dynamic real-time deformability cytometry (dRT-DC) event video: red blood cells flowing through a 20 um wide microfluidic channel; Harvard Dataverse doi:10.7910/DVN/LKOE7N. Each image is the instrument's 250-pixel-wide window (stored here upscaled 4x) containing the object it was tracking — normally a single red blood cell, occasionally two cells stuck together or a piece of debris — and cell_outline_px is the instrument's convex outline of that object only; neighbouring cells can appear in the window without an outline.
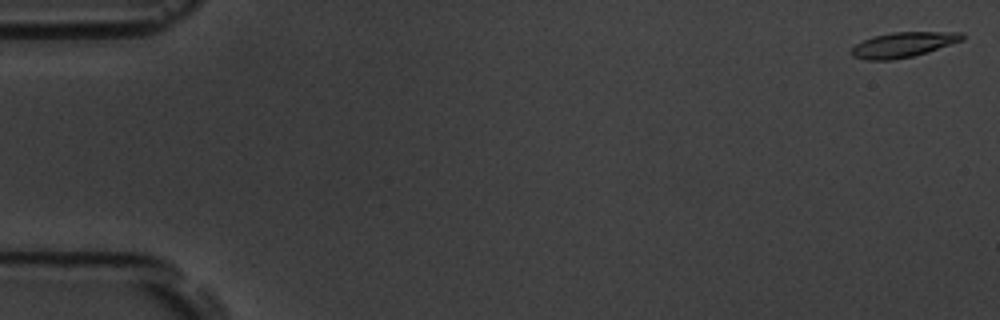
{"species": "common noctule bat (a hibernating species)", "species_latin": "Nyctalus noctula", "temperature_condition": "room temperature", "stored_images_in_passage": 54, "camera_frame_rate_fps": 3000, "um_per_image_px": 0.085, "animal": {"sex": "male", "body_mass_g": 19.5, "forearm_length_mm": 54.6}, "frame": {"image": 1, "passage_image": 1, "time_ms": 0.0, "image_size_px": [1000, 320], "cell_outline_px": [[964, 40], [928, 52], [912, 56], [888, 60], [864, 60], [852, 56], [848, 52], [856, 44], [872, 36], [892, 32], [964, 32]], "centroid_in_image_um": [76.76, 3.8], "position_along_channel_um": 8.2, "area_um2": 16.3}}
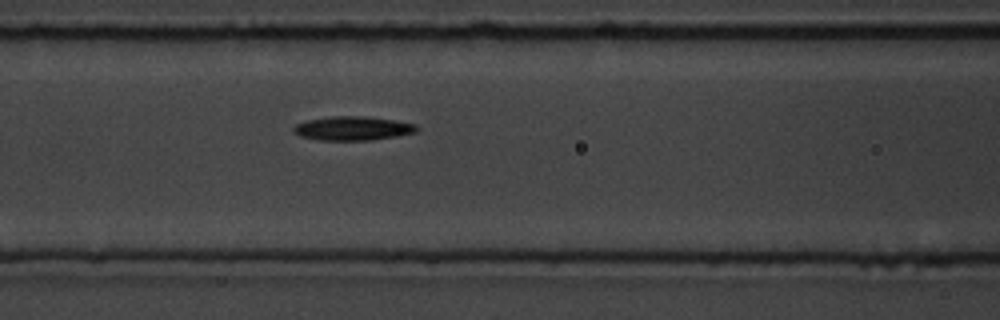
{"frame": {"image": 2, "passage_image": 23, "time_ms": 7.333, "image_size_px": [1000, 320], "cell_outline_px": [[420, 128], [416, 132], [396, 136], [372, 140], [316, 140], [300, 136], [292, 132], [292, 128], [296, 124], [308, 120], [332, 116], [364, 116], [392, 120], [416, 124]], "centroid_in_image_um": [29.96, 10.91], "position_along_channel_um": 136.6, "area_um2": 17.22}}
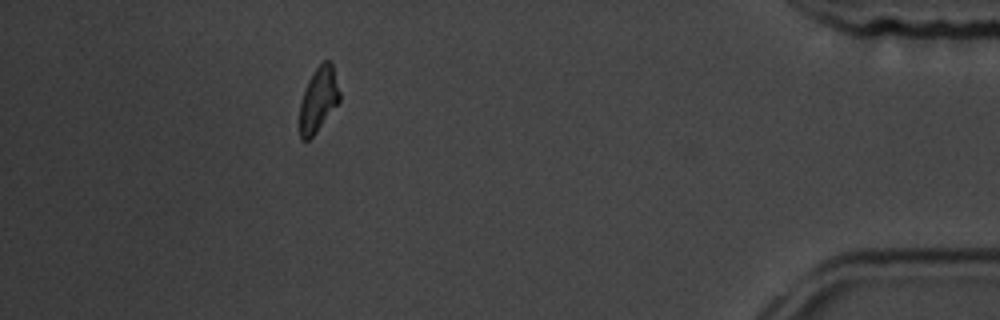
{"frame": {"image": 3, "passage_image": 49, "time_ms": 16.0, "image_size_px": [1000, 320], "cell_outline_px": [[340, 100], [316, 132], [308, 140], [300, 140], [300, 104], [304, 88], [308, 80], [316, 68], [324, 60], [332, 60], [340, 92]], "centroid_in_image_um": [27.07, 8.42], "position_along_channel_um": 408.1, "area_um2": 15.03}, "authors_computed_cell_mechanics": {"area_um2": 16.1551, "velocity_mm_per_s": 3.7545, "shape_relaxation_time_tau1_ms": 3.9574, "shape_relaxation_time_tau2_ms": null, "deformation_change_tau1": 0.1418, "deformation_change_tau2": null}}